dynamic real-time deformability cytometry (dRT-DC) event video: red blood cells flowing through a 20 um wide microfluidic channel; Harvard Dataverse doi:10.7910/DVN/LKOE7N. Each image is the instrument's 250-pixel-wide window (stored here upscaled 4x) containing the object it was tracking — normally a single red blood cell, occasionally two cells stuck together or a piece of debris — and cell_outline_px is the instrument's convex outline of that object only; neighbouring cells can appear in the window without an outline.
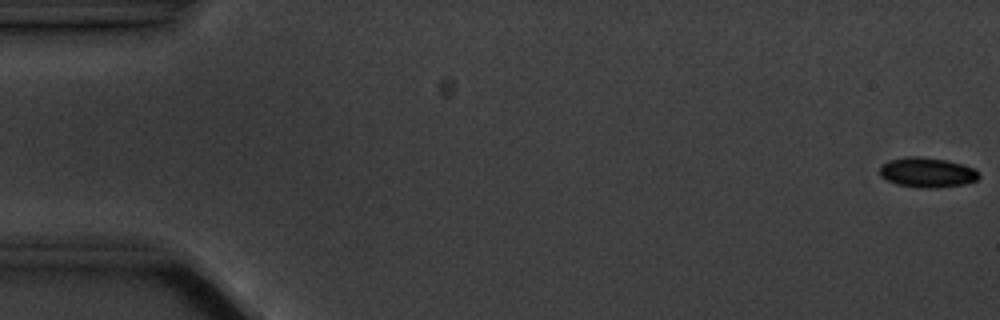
{"species": "common noctule bat (a hibernating species)", "species_latin": "Nyctalus noctula", "temperature_condition": "cold", "stored_images_in_passage": 2, "camera_frame_rate_fps": 3000, "um_per_image_px": 0.085, "animal": {"sex": "male", "body_mass_g": 20.1, "forearm_length_mm": 53.5}, "frame": {"image": 1, "passage_image": 1, "time_ms": 0.0, "image_size_px": [1000, 320], "cell_outline_px": [[980, 176], [976, 180], [968, 184], [936, 188], [920, 188], [896, 184], [880, 176], [880, 168], [888, 160], [912, 156], [924, 156], [948, 160], [976, 168], [980, 172]], "centroid_in_image_um": [78.87, 14.66], "position_along_channel_um": 6.1, "area_um2": 17.57}}